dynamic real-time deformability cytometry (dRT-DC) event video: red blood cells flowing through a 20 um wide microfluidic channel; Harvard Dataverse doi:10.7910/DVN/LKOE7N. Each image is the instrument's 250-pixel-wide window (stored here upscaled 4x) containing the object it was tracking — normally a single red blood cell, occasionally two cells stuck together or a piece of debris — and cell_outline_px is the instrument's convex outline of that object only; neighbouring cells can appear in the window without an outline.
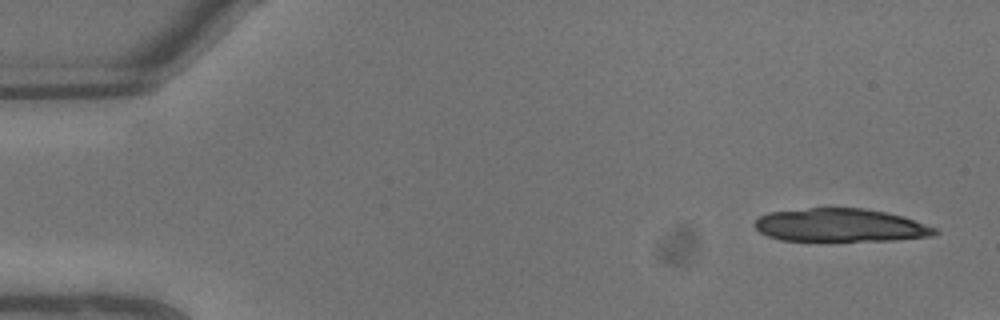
{"species": "common noctule bat (a hibernating species)", "species_latin": "Nyctalus noctula", "temperature_condition": "warm", "stored_images_in_passage": 7, "camera_frame_rate_fps": 3000, "um_per_image_px": 0.085, "animal": {"sex": "male", "body_mass_g": 13.3}, "frame": {"image": 1, "passage_image": 1, "time_ms": 0.0, "image_size_px": [1000, 320], "cell_outline_px": [[940, 232], [936, 236], [896, 240], [780, 240], [768, 236], [760, 232], [752, 224], [760, 216], [768, 212], [808, 208], [864, 208], [904, 216], [936, 228]], "centroid_in_image_um": [71.46, 19.14], "position_along_channel_um": 13.5, "area_um2": 34.85}}